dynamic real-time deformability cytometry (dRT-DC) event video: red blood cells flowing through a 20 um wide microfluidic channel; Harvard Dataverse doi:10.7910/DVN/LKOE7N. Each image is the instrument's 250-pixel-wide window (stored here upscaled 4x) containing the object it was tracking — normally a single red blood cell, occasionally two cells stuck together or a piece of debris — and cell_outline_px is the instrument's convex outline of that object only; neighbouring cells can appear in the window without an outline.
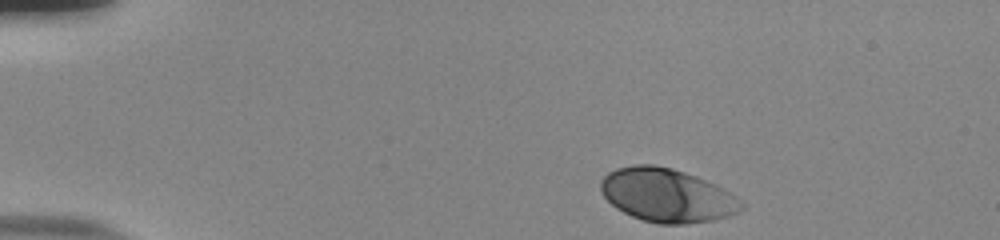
{"species": "human", "species_latin": "Homo sapiens", "temperature_condition": "room temperature", "stored_images_in_passage": 42, "camera_frame_rate_fps": 3000, "um_per_image_px": 0.085, "donor": {"sex": "male"}, "frame": {"image": 1, "passage_image": 1, "time_ms": 0.0, "image_size_px": [1000, 240], "cell_outline_px": [[744, 208], [740, 212], [728, 216], [712, 220], [684, 224], [660, 224], [644, 220], [632, 216], [616, 208], [604, 196], [600, 188], [600, 180], [608, 172], [616, 168], [636, 164], [652, 164], [672, 168], [696, 176], [716, 184], [724, 188], [736, 196], [744, 204]], "centroid_in_image_um": [56.71, 16.59], "position_along_channel_um": 28.3, "area_um2": 43.99}}
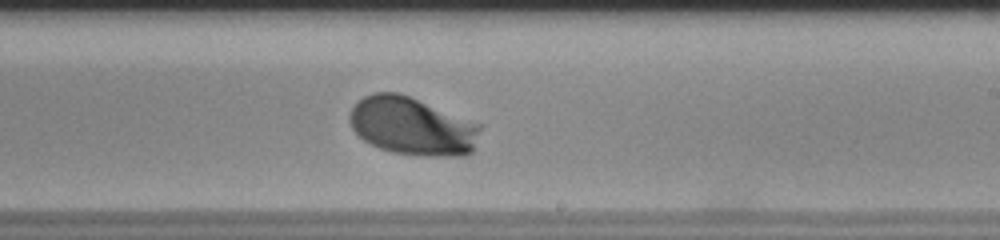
{"frame": {"image": 2, "passage_image": 26, "time_ms": 8.333, "image_size_px": [1000, 240], "cell_outline_px": [[484, 124], [472, 152], [464, 156], [424, 156], [392, 152], [380, 148], [364, 140], [352, 128], [348, 120], [348, 116], [352, 108], [364, 96], [372, 92], [400, 92]], "centroid_in_image_um": [35.09, 10.71], "position_along_channel_um": 253.9, "area_um2": 44.74}}
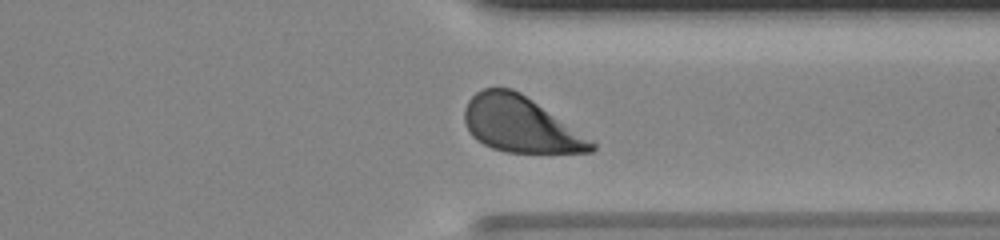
{"frame": {"image": 3, "passage_image": 35, "time_ms": 11.333, "image_size_px": [1000, 240], "cell_outline_px": [[596, 148], [592, 152], [504, 152], [492, 148], [476, 140], [472, 136], [464, 120], [464, 108], [468, 100], [476, 92], [484, 88], [512, 88], [520, 92], [592, 140], [596, 144]], "centroid_in_image_um": [44.2, 10.58], "position_along_channel_um": 367.2, "area_um2": 40.81}, "authors_computed_cell_mechanics": {"area_um2": 42.3385, "velocity_mm_per_s": 3.7508, "shape_relaxation_time_tau1_ms": 2.4054, "shape_relaxation_time_tau2_ms": null, "deformation_change_tau1": 0.1588, "deformation_change_tau2": null}}